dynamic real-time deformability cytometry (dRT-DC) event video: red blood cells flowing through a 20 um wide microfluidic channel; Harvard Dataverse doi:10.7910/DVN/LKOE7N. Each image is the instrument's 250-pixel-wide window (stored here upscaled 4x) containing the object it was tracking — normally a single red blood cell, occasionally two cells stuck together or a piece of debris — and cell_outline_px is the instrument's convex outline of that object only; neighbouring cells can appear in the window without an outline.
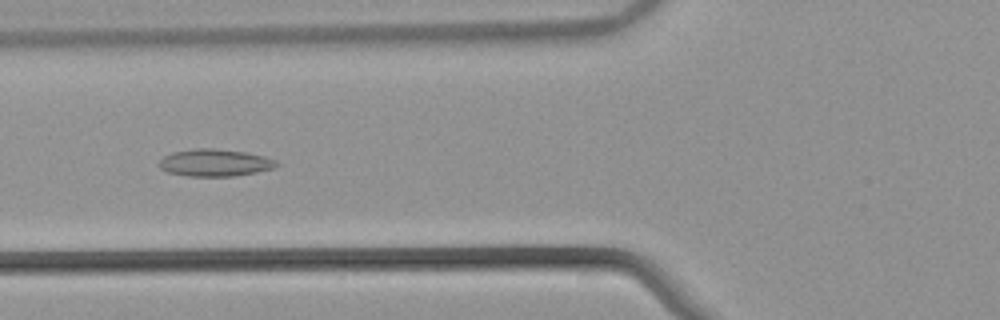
{"species": "common noctule bat (a hibernating species)", "species_latin": "Nyctalus noctula", "temperature_condition": "warm", "stored_images_in_passage": 40, "camera_frame_rate_fps": 3000, "um_per_image_px": 0.085, "animal": {"sex": "male", "body_mass_g": 21.5, "forearm_length_mm": 52.0}, "frame": {"image": 1, "passage_image": 7, "time_ms": 2.0, "image_size_px": [1000, 320], "cell_outline_px": [[280, 164], [272, 168], [256, 172], [236, 176], [188, 176], [168, 172], [160, 168], [160, 160], [164, 156], [172, 152], [196, 148], [212, 148], [244, 152], [264, 156], [276, 160]], "centroid_in_image_um": [18.27, 13.83], "position_along_channel_um": 107.5, "area_um2": 18.5}}
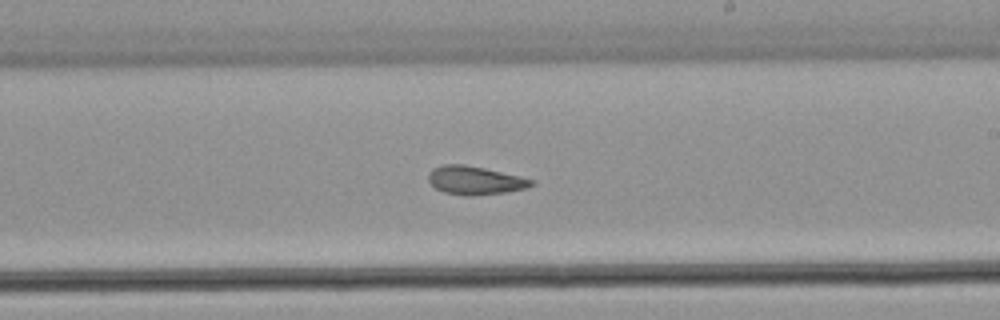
{"frame": {"image": 2, "passage_image": 18, "time_ms": 5.667, "image_size_px": [1000, 320], "cell_outline_px": [[536, 184], [524, 188], [504, 192], [472, 196], [464, 196], [444, 192], [436, 188], [428, 180], [428, 172], [432, 168], [444, 164], [464, 164], [484, 168], [520, 176], [532, 180]], "centroid_in_image_um": [40.33, 15.32], "position_along_channel_um": 248.7, "area_um2": 16.99}}
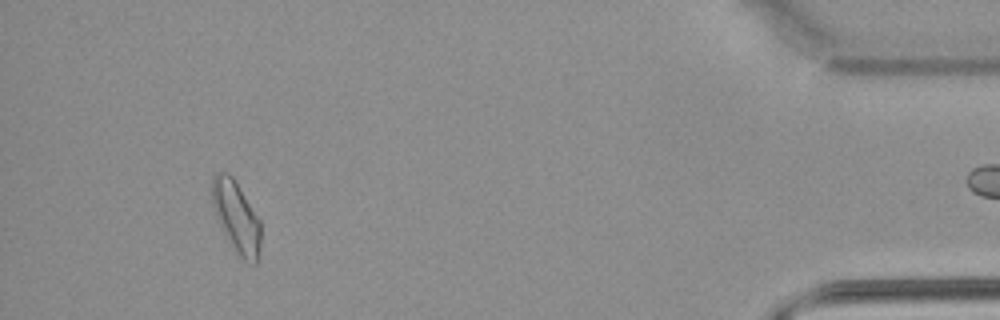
{"frame": {"image": 3, "passage_image": 36, "time_ms": 11.667, "image_size_px": [1000, 320], "cell_outline_px": [[260, 244], [256, 264], [244, 260], [232, 248], [220, 228], [212, 204], [212, 176], [216, 172], [228, 172], [232, 176], [260, 220]], "centroid_in_image_um": [20.06, 18.43], "position_along_channel_um": 415.1, "area_um2": 20.17}, "authors_computed_cell_mechanics": {"area_um2": 17.3978, "velocity_mm_per_s": 3.8586, "shape_relaxation_time_tau1_ms": null, "shape_relaxation_time_tau2_ms": 4.9734, "deformation_change_tau1": null, "deformation_change_tau2": 0.1217}}